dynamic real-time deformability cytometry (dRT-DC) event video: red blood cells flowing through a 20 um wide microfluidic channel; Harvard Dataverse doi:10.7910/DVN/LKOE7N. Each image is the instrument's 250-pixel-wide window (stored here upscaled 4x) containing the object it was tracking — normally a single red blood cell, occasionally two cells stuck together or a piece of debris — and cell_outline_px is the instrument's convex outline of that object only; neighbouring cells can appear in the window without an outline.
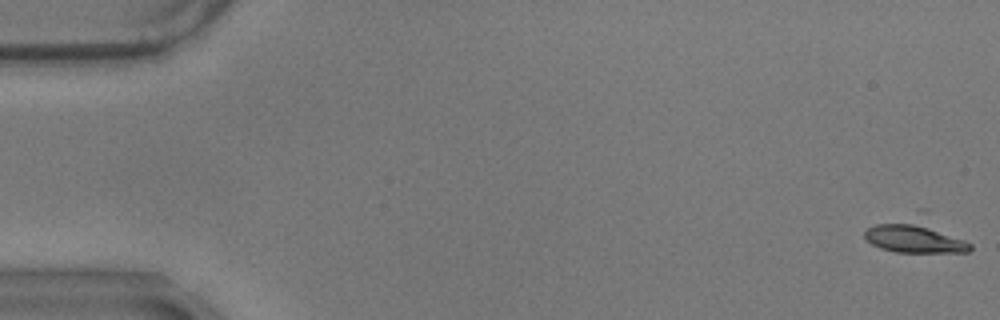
{"species": "common noctule bat (a hibernating species)", "species_latin": "Nyctalus noctula", "temperature_condition": "warm", "stored_images_in_passage": 58, "camera_frame_rate_fps": 3000, "um_per_image_px": 0.085, "animal": {"sex": "male", "body_mass_g": 17.9}, "frame": {"image": 1, "passage_image": 1, "time_ms": 0.0, "image_size_px": [1000, 320], "cell_outline_px": [[972, 248], [968, 252], [896, 252], [880, 248], [872, 244], [864, 236], [864, 232], [868, 228], [876, 224], [916, 208], [928, 208], [972, 244]], "centroid_in_image_um": [77.94, 19.89], "position_along_channel_um": 7.1, "area_um2": 23.29}}
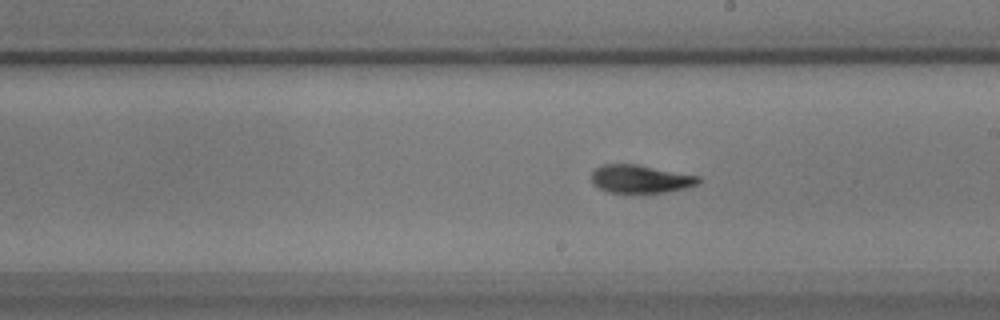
{"frame": {"image": 2, "passage_image": 33, "time_ms": 10.667, "image_size_px": [1000, 320], "cell_outline_px": [[700, 184], [684, 188], [664, 192], [608, 192], [592, 184], [592, 172], [600, 164], [636, 164], [700, 176]], "centroid_in_image_um": [54.43, 15.2], "position_along_channel_um": 234.6, "area_um2": 17.4}}
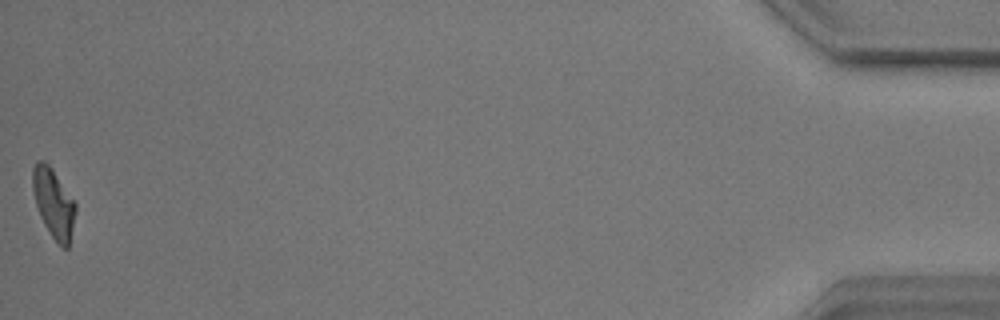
{"frame": {"image": 3, "passage_image": 58, "time_ms": 19.0, "image_size_px": [1000, 320], "cell_outline_px": [[76, 212], [68, 248], [64, 248], [52, 236], [44, 224], [40, 216], [36, 204], [32, 188], [32, 168], [36, 160], [44, 160], [52, 168], [76, 204]], "centroid_in_image_um": [4.54, 17.22], "position_along_channel_um": 430.7, "area_um2": 17.11}, "authors_computed_cell_mechanics": {"area_um2": 17.9469, "velocity_mm_per_s": 3.4926, "shape_relaxation_time_tau1_ms": 4.9745, "shape_relaxation_time_tau2_ms": 3.0454, "deformation_change_tau1": 0.1661, "deformation_change_tau2": 0.0963}}